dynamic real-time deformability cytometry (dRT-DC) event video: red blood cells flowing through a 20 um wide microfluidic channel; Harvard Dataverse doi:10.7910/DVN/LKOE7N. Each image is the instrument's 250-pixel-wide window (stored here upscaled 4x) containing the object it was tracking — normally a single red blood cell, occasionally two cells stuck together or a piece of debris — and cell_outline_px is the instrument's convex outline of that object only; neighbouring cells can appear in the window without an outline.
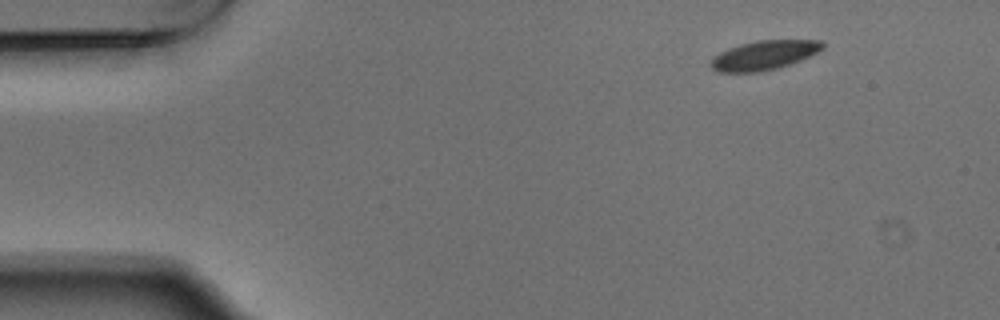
{"species": "Egyptian fruit bat (a non-hibernating species)", "species_latin": "Rousettus aegyptiacus", "temperature_condition": "warm", "stored_images_in_passage": 2, "camera_frame_rate_fps": 3000, "um_per_image_px": 0.085, "animal": {"sex": "male"}, "frame": {"image": 1, "passage_image": 1, "time_ms": 0.0, "image_size_px": [1000, 320], "cell_outline_px": [[824, 48], [800, 60], [776, 68], [760, 72], [716, 72], [708, 64], [712, 56], [728, 48], [740, 44], [756, 40], [824, 40]], "centroid_in_image_um": [64.89, 4.69], "position_along_channel_um": 20.1, "area_um2": 19.13}}